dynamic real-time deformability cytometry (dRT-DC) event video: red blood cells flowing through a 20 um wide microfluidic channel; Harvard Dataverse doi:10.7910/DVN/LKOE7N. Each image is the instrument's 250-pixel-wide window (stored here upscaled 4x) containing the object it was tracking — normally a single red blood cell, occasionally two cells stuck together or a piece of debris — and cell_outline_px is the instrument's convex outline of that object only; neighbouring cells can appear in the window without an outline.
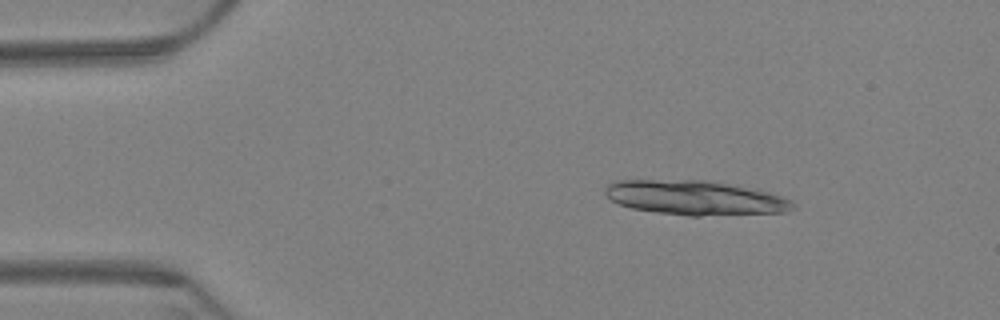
{"species": "Egyptian fruit bat (a non-hibernating species)", "species_latin": "Rousettus aegyptiacus", "temperature_condition": "warm", "stored_images_in_passage": 6, "camera_frame_rate_fps": 3000, "um_per_image_px": 0.085, "animal": {"sex": "female"}, "frame": {"image": 1, "passage_image": 3, "time_ms": 0.667, "image_size_px": [1000, 320], "cell_outline_px": [[796, 208], [788, 212], [700, 216], [688, 216], [656, 212], [632, 208], [620, 204], [604, 196], [604, 188], [608, 184], [616, 180], [704, 180], [756, 188], [792, 200], [796, 204]], "centroid_in_image_um": [59.11, 16.81], "position_along_channel_um": 25.9, "area_um2": 38.03}}